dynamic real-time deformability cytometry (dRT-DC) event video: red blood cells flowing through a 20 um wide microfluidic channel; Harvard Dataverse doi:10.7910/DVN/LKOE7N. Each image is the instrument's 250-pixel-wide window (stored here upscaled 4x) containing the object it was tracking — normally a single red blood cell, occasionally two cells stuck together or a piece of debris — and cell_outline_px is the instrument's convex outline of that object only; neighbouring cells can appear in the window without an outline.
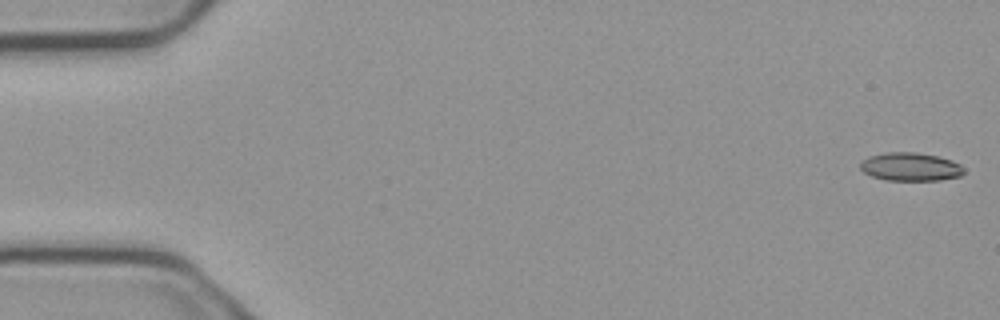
{"species": "common noctule bat (a hibernating species)", "species_latin": "Nyctalus noctula", "temperature_condition": "cold", "stored_images_in_passage": 5, "camera_frame_rate_fps": 3000, "um_per_image_px": 0.085, "animal": {"sex": "male", "body_mass_g": 23.1, "forearm_length_mm": 52.7}, "frame": {"image": 1, "passage_image": 1, "time_ms": 0.0, "image_size_px": [1000, 320], "cell_outline_px": [[964, 172], [960, 176], [940, 180], [884, 180], [872, 176], [864, 172], [860, 168], [860, 164], [868, 156], [888, 152], [916, 152], [936, 156], [952, 160], [960, 164], [964, 168]], "centroid_in_image_um": [77.4, 14.18], "position_along_channel_um": 7.6, "area_um2": 17.05}}
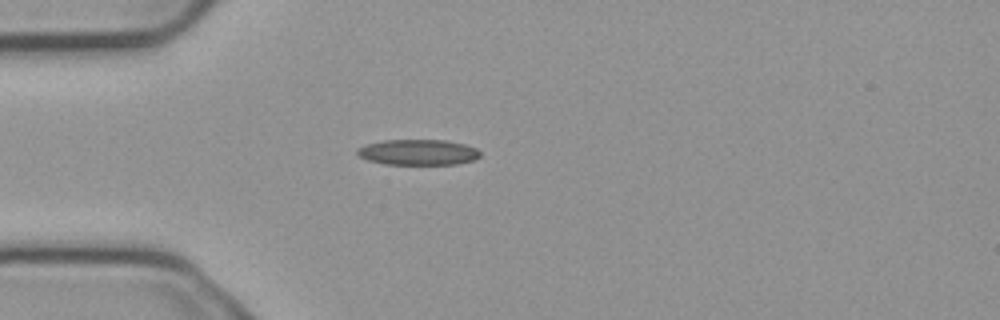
{"frame": {"image": 2, "passage_image": 4, "time_ms": 1.0, "image_size_px": [1000, 320], "cell_outline_px": [[480, 156], [476, 160], [456, 164], [384, 164], [368, 160], [360, 156], [356, 152], [356, 148], [368, 144], [384, 140], [444, 140], [464, 144], [476, 148], [480, 152]], "centroid_in_image_um": [35.55, 12.94], "position_along_channel_um": 49.4, "area_um2": 18.32}}